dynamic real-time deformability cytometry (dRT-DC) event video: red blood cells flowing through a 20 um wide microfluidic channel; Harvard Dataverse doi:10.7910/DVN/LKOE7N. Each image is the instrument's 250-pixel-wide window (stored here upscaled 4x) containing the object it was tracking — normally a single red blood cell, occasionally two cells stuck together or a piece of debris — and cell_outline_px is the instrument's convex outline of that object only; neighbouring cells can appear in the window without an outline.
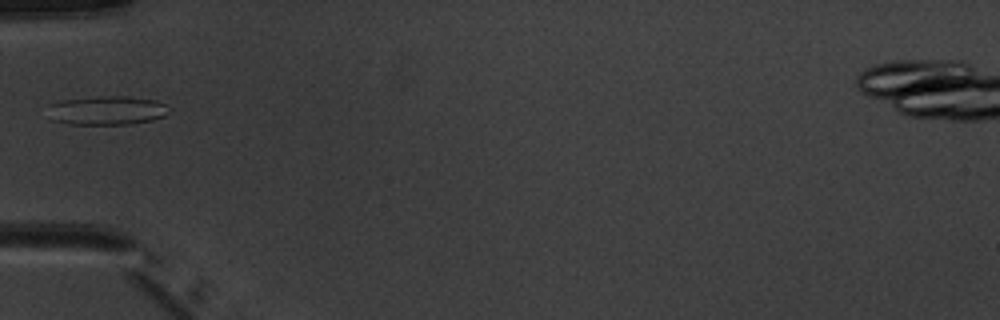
{"species": "common noctule bat (a hibernating species)", "species_latin": "Nyctalus noctula", "temperature_condition": "warm", "stored_images_in_passage": 3, "camera_frame_rate_fps": 3000, "um_per_image_px": 0.085, "animal": {"sex": "male", "body_mass_g": 20.1, "forearm_length_mm": 53.5}, "frame": {"image": 1, "passage_image": 2, "time_ms": 1.333, "image_size_px": [1000, 320], "cell_outline_px": [[172, 108], [164, 116], [152, 120], [128, 124], [68, 124], [52, 120], [48, 104], [60, 100], [100, 96], [128, 96], [156, 100]], "centroid_in_image_um": [9.1, 9.38], "position_along_channel_um": 75.9, "area_um2": 20.52}}